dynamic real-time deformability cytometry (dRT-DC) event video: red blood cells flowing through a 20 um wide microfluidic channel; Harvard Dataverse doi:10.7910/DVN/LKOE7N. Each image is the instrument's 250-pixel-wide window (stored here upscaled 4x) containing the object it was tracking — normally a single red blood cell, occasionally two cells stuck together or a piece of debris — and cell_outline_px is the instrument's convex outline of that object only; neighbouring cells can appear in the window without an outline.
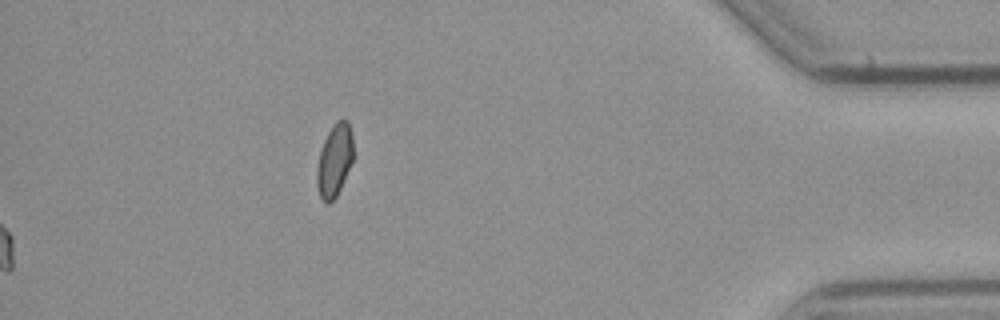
{"species": "common noctule bat (a hibernating species)", "species_latin": "Nyctalus noctula", "temperature_condition": "cold", "stored_images_in_passage": 56, "camera_frame_rate_fps": 3000, "um_per_image_px": 0.085, "animal": {"sex": "male", "body_mass_g": 23.1, "forearm_length_mm": 52.7}, "frame": {"image": 1, "passage_image": 56, "time_ms": 18.333, "image_size_px": [1000, 320], "cell_outline_px": [[352, 160], [340, 188], [336, 196], [328, 204], [324, 204], [320, 196], [316, 184], [316, 168], [320, 152], [324, 140], [332, 124], [336, 120], [348, 120], [352, 132]], "centroid_in_image_um": [28.41, 13.62], "position_along_channel_um": 406.8, "area_um2": 15.32}}